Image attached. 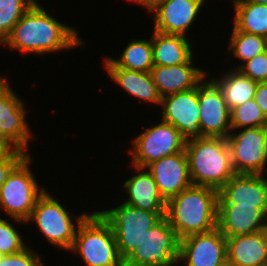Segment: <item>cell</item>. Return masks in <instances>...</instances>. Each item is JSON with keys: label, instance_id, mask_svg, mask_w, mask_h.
I'll use <instances>...</instances> for the list:
<instances>
[{"label": "cell", "instance_id": "7402d4cb", "mask_svg": "<svg viewBox=\"0 0 267 266\" xmlns=\"http://www.w3.org/2000/svg\"><path fill=\"white\" fill-rule=\"evenodd\" d=\"M227 259L235 266H267V229L226 238Z\"/></svg>", "mask_w": 267, "mask_h": 266}, {"label": "cell", "instance_id": "44dd1931", "mask_svg": "<svg viewBox=\"0 0 267 266\" xmlns=\"http://www.w3.org/2000/svg\"><path fill=\"white\" fill-rule=\"evenodd\" d=\"M103 64L108 76L129 95L148 103L161 105L162 97L150 72H139L116 67L106 56Z\"/></svg>", "mask_w": 267, "mask_h": 266}, {"label": "cell", "instance_id": "1f68e13d", "mask_svg": "<svg viewBox=\"0 0 267 266\" xmlns=\"http://www.w3.org/2000/svg\"><path fill=\"white\" fill-rule=\"evenodd\" d=\"M33 251L34 249L27 246L19 253L3 255L0 260V266H45L43 258Z\"/></svg>", "mask_w": 267, "mask_h": 266}, {"label": "cell", "instance_id": "3957f363", "mask_svg": "<svg viewBox=\"0 0 267 266\" xmlns=\"http://www.w3.org/2000/svg\"><path fill=\"white\" fill-rule=\"evenodd\" d=\"M192 185L220 190L234 175L227 138H196L186 141Z\"/></svg>", "mask_w": 267, "mask_h": 266}, {"label": "cell", "instance_id": "f546056e", "mask_svg": "<svg viewBox=\"0 0 267 266\" xmlns=\"http://www.w3.org/2000/svg\"><path fill=\"white\" fill-rule=\"evenodd\" d=\"M8 220V217L5 219L0 217V253L2 255L19 253L28 246L15 228L16 225Z\"/></svg>", "mask_w": 267, "mask_h": 266}, {"label": "cell", "instance_id": "52a82bcc", "mask_svg": "<svg viewBox=\"0 0 267 266\" xmlns=\"http://www.w3.org/2000/svg\"><path fill=\"white\" fill-rule=\"evenodd\" d=\"M97 212L114 231L118 252L123 261L137 249L149 229L166 213L138 209L124 202Z\"/></svg>", "mask_w": 267, "mask_h": 266}, {"label": "cell", "instance_id": "277c9868", "mask_svg": "<svg viewBox=\"0 0 267 266\" xmlns=\"http://www.w3.org/2000/svg\"><path fill=\"white\" fill-rule=\"evenodd\" d=\"M72 251L85 266H124L114 231L97 211L88 214L79 224Z\"/></svg>", "mask_w": 267, "mask_h": 266}, {"label": "cell", "instance_id": "484cf974", "mask_svg": "<svg viewBox=\"0 0 267 266\" xmlns=\"http://www.w3.org/2000/svg\"><path fill=\"white\" fill-rule=\"evenodd\" d=\"M233 27L236 30L267 38V5L233 2Z\"/></svg>", "mask_w": 267, "mask_h": 266}, {"label": "cell", "instance_id": "7a4b0ae2", "mask_svg": "<svg viewBox=\"0 0 267 266\" xmlns=\"http://www.w3.org/2000/svg\"><path fill=\"white\" fill-rule=\"evenodd\" d=\"M218 190L191 185L166 203L165 217L181 240L217 227Z\"/></svg>", "mask_w": 267, "mask_h": 266}, {"label": "cell", "instance_id": "5bb4252c", "mask_svg": "<svg viewBox=\"0 0 267 266\" xmlns=\"http://www.w3.org/2000/svg\"><path fill=\"white\" fill-rule=\"evenodd\" d=\"M226 259V237L217 227L180 240L178 264L182 266H219Z\"/></svg>", "mask_w": 267, "mask_h": 266}, {"label": "cell", "instance_id": "e575fe53", "mask_svg": "<svg viewBox=\"0 0 267 266\" xmlns=\"http://www.w3.org/2000/svg\"><path fill=\"white\" fill-rule=\"evenodd\" d=\"M134 2L137 5L144 6L145 9L152 12L156 9L160 4L166 2L167 0H130V2Z\"/></svg>", "mask_w": 267, "mask_h": 266}, {"label": "cell", "instance_id": "4316f807", "mask_svg": "<svg viewBox=\"0 0 267 266\" xmlns=\"http://www.w3.org/2000/svg\"><path fill=\"white\" fill-rule=\"evenodd\" d=\"M231 30L227 51H230L235 59L243 62L232 69L238 70L245 62L266 51L267 38L239 31L234 27Z\"/></svg>", "mask_w": 267, "mask_h": 266}, {"label": "cell", "instance_id": "7c38bea8", "mask_svg": "<svg viewBox=\"0 0 267 266\" xmlns=\"http://www.w3.org/2000/svg\"><path fill=\"white\" fill-rule=\"evenodd\" d=\"M206 77L198 84L199 125L204 136L224 137L230 134V109L219 86Z\"/></svg>", "mask_w": 267, "mask_h": 266}, {"label": "cell", "instance_id": "9a60e30c", "mask_svg": "<svg viewBox=\"0 0 267 266\" xmlns=\"http://www.w3.org/2000/svg\"><path fill=\"white\" fill-rule=\"evenodd\" d=\"M218 204L255 207L267 215V174H235L218 191Z\"/></svg>", "mask_w": 267, "mask_h": 266}, {"label": "cell", "instance_id": "d590c367", "mask_svg": "<svg viewBox=\"0 0 267 266\" xmlns=\"http://www.w3.org/2000/svg\"><path fill=\"white\" fill-rule=\"evenodd\" d=\"M233 2H252L256 4L267 5V0H232Z\"/></svg>", "mask_w": 267, "mask_h": 266}, {"label": "cell", "instance_id": "83f0119b", "mask_svg": "<svg viewBox=\"0 0 267 266\" xmlns=\"http://www.w3.org/2000/svg\"><path fill=\"white\" fill-rule=\"evenodd\" d=\"M37 0H0V45L13 27Z\"/></svg>", "mask_w": 267, "mask_h": 266}, {"label": "cell", "instance_id": "ba28073f", "mask_svg": "<svg viewBox=\"0 0 267 266\" xmlns=\"http://www.w3.org/2000/svg\"><path fill=\"white\" fill-rule=\"evenodd\" d=\"M158 124L139 133L132 140L131 165L146 168L149 164L168 155L182 152L186 148V140L172 124L160 120Z\"/></svg>", "mask_w": 267, "mask_h": 266}, {"label": "cell", "instance_id": "30bf717a", "mask_svg": "<svg viewBox=\"0 0 267 266\" xmlns=\"http://www.w3.org/2000/svg\"><path fill=\"white\" fill-rule=\"evenodd\" d=\"M227 143L235 174H267V127L231 130Z\"/></svg>", "mask_w": 267, "mask_h": 266}, {"label": "cell", "instance_id": "603a6c76", "mask_svg": "<svg viewBox=\"0 0 267 266\" xmlns=\"http://www.w3.org/2000/svg\"><path fill=\"white\" fill-rule=\"evenodd\" d=\"M152 32L154 65L195 63L191 39L183 35L163 34L155 30Z\"/></svg>", "mask_w": 267, "mask_h": 266}, {"label": "cell", "instance_id": "4fadbf2b", "mask_svg": "<svg viewBox=\"0 0 267 266\" xmlns=\"http://www.w3.org/2000/svg\"><path fill=\"white\" fill-rule=\"evenodd\" d=\"M162 120L179 130L186 141L205 137L199 120L198 85L193 89L162 97Z\"/></svg>", "mask_w": 267, "mask_h": 266}, {"label": "cell", "instance_id": "8fae6325", "mask_svg": "<svg viewBox=\"0 0 267 266\" xmlns=\"http://www.w3.org/2000/svg\"><path fill=\"white\" fill-rule=\"evenodd\" d=\"M7 77L0 76V141L8 148L29 154L32 130L29 128L25 101L15 93Z\"/></svg>", "mask_w": 267, "mask_h": 266}, {"label": "cell", "instance_id": "8992f818", "mask_svg": "<svg viewBox=\"0 0 267 266\" xmlns=\"http://www.w3.org/2000/svg\"><path fill=\"white\" fill-rule=\"evenodd\" d=\"M71 214L65 206L61 205L57 198L55 199L46 190L37 199L36 205L26 223L28 225V222H35L41 232L40 234L50 244L60 250L70 252L78 226L89 213L83 212L81 215L75 216V222Z\"/></svg>", "mask_w": 267, "mask_h": 266}, {"label": "cell", "instance_id": "9c48e42d", "mask_svg": "<svg viewBox=\"0 0 267 266\" xmlns=\"http://www.w3.org/2000/svg\"><path fill=\"white\" fill-rule=\"evenodd\" d=\"M180 239L164 216L149 229L124 266H177Z\"/></svg>", "mask_w": 267, "mask_h": 266}, {"label": "cell", "instance_id": "f1b7e54d", "mask_svg": "<svg viewBox=\"0 0 267 266\" xmlns=\"http://www.w3.org/2000/svg\"><path fill=\"white\" fill-rule=\"evenodd\" d=\"M232 130L248 127H267V118L254 99L230 110Z\"/></svg>", "mask_w": 267, "mask_h": 266}, {"label": "cell", "instance_id": "cb8c5ba5", "mask_svg": "<svg viewBox=\"0 0 267 266\" xmlns=\"http://www.w3.org/2000/svg\"><path fill=\"white\" fill-rule=\"evenodd\" d=\"M211 78L221 89L228 108L231 110L254 99L258 83L244 76L239 70L229 69L225 74Z\"/></svg>", "mask_w": 267, "mask_h": 266}, {"label": "cell", "instance_id": "836d02e7", "mask_svg": "<svg viewBox=\"0 0 267 266\" xmlns=\"http://www.w3.org/2000/svg\"><path fill=\"white\" fill-rule=\"evenodd\" d=\"M254 100L261 108L262 113L267 118V82H260L257 85Z\"/></svg>", "mask_w": 267, "mask_h": 266}, {"label": "cell", "instance_id": "4dcf8cb0", "mask_svg": "<svg viewBox=\"0 0 267 266\" xmlns=\"http://www.w3.org/2000/svg\"><path fill=\"white\" fill-rule=\"evenodd\" d=\"M238 70L257 83L267 82V50L245 62Z\"/></svg>", "mask_w": 267, "mask_h": 266}, {"label": "cell", "instance_id": "74e56055", "mask_svg": "<svg viewBox=\"0 0 267 266\" xmlns=\"http://www.w3.org/2000/svg\"><path fill=\"white\" fill-rule=\"evenodd\" d=\"M8 147L6 145H4L1 141H0V155L7 149Z\"/></svg>", "mask_w": 267, "mask_h": 266}, {"label": "cell", "instance_id": "2e32d148", "mask_svg": "<svg viewBox=\"0 0 267 266\" xmlns=\"http://www.w3.org/2000/svg\"><path fill=\"white\" fill-rule=\"evenodd\" d=\"M205 0H167L151 13L153 30L163 34L189 37L188 30L202 12ZM188 35V36H187Z\"/></svg>", "mask_w": 267, "mask_h": 266}, {"label": "cell", "instance_id": "e0dca14e", "mask_svg": "<svg viewBox=\"0 0 267 266\" xmlns=\"http://www.w3.org/2000/svg\"><path fill=\"white\" fill-rule=\"evenodd\" d=\"M146 169L166 202L192 185L185 150L154 161Z\"/></svg>", "mask_w": 267, "mask_h": 266}, {"label": "cell", "instance_id": "d6986e66", "mask_svg": "<svg viewBox=\"0 0 267 266\" xmlns=\"http://www.w3.org/2000/svg\"><path fill=\"white\" fill-rule=\"evenodd\" d=\"M150 73L161 97L193 89L208 77V72L194 63L154 65Z\"/></svg>", "mask_w": 267, "mask_h": 266}, {"label": "cell", "instance_id": "5b68a950", "mask_svg": "<svg viewBox=\"0 0 267 266\" xmlns=\"http://www.w3.org/2000/svg\"><path fill=\"white\" fill-rule=\"evenodd\" d=\"M31 154H27L9 173L0 189V209L14 223L26 224L36 205L37 199L46 191L39 185L30 170ZM42 186V187H40Z\"/></svg>", "mask_w": 267, "mask_h": 266}, {"label": "cell", "instance_id": "ffe728a7", "mask_svg": "<svg viewBox=\"0 0 267 266\" xmlns=\"http://www.w3.org/2000/svg\"><path fill=\"white\" fill-rule=\"evenodd\" d=\"M136 173L124 181L127 194L124 203L150 212H166V201L159 192L151 173L142 167L130 165Z\"/></svg>", "mask_w": 267, "mask_h": 266}, {"label": "cell", "instance_id": "ac0fdd59", "mask_svg": "<svg viewBox=\"0 0 267 266\" xmlns=\"http://www.w3.org/2000/svg\"><path fill=\"white\" fill-rule=\"evenodd\" d=\"M217 228L226 238L258 233L267 229L266 215L255 207L218 204Z\"/></svg>", "mask_w": 267, "mask_h": 266}, {"label": "cell", "instance_id": "d4e9b609", "mask_svg": "<svg viewBox=\"0 0 267 266\" xmlns=\"http://www.w3.org/2000/svg\"><path fill=\"white\" fill-rule=\"evenodd\" d=\"M116 67L132 71L151 72L154 67L152 36L148 39H135L116 58L107 57Z\"/></svg>", "mask_w": 267, "mask_h": 266}, {"label": "cell", "instance_id": "6da1fadb", "mask_svg": "<svg viewBox=\"0 0 267 266\" xmlns=\"http://www.w3.org/2000/svg\"><path fill=\"white\" fill-rule=\"evenodd\" d=\"M36 1L13 27L1 44L22 54L45 55L77 48L86 43L77 28L61 23Z\"/></svg>", "mask_w": 267, "mask_h": 266}, {"label": "cell", "instance_id": "d6a6232c", "mask_svg": "<svg viewBox=\"0 0 267 266\" xmlns=\"http://www.w3.org/2000/svg\"><path fill=\"white\" fill-rule=\"evenodd\" d=\"M27 154L15 148H7L0 155V189L5 183L11 170L26 156Z\"/></svg>", "mask_w": 267, "mask_h": 266}, {"label": "cell", "instance_id": "8d00e7d4", "mask_svg": "<svg viewBox=\"0 0 267 266\" xmlns=\"http://www.w3.org/2000/svg\"><path fill=\"white\" fill-rule=\"evenodd\" d=\"M219 266H235V265L231 261H229L228 259H226Z\"/></svg>", "mask_w": 267, "mask_h": 266}]
</instances>
